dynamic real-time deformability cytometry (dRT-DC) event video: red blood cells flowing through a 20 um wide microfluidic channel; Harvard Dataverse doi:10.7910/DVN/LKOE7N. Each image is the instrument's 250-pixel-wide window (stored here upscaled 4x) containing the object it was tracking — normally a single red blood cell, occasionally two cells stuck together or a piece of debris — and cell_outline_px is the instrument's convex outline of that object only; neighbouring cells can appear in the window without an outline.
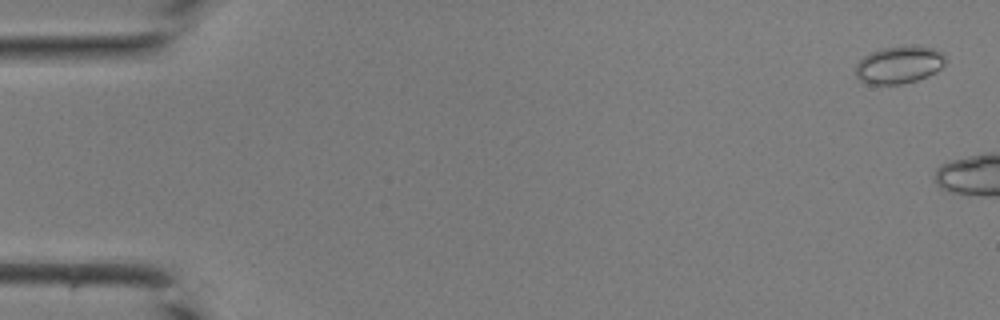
{"species": "common noctule bat (a hibernating species)", "species_latin": "Nyctalus noctula", "temperature_condition": "room temperature", "stored_images_in_passage": 6, "camera_frame_rate_fps": 3000, "um_per_image_px": 0.085, "animal": {"sex": "male", "body_mass_g": 19.0, "forearm_length_mm": 50.8}, "frame": {"image": 1, "passage_image": 2, "time_ms": 0.333, "image_size_px": [1000, 320], "cell_outline_px": [[944, 64], [936, 72], [928, 76], [916, 80], [900, 84], [868, 84], [860, 80], [856, 76], [856, 64], [864, 56], [872, 52], [884, 48], [932, 48], [940, 52], [944, 56]], "centroid_in_image_um": [76.38, 5.56], "position_along_channel_um": 8.6, "area_um2": 18.84}}